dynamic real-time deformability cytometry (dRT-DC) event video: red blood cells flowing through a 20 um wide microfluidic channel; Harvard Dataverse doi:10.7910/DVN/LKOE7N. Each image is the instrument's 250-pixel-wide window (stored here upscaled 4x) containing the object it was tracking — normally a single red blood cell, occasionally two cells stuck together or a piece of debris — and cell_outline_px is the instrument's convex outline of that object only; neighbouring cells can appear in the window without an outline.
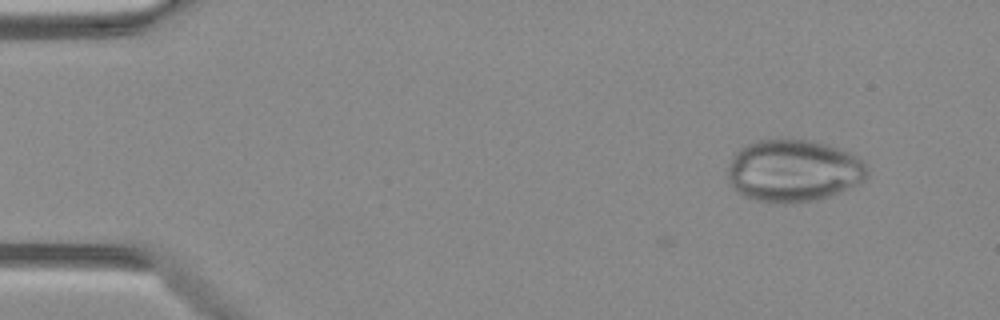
{"species": "Egyptian fruit bat (a non-hibernating species)", "species_latin": "Rousettus aegyptiacus", "temperature_condition": "warm", "stored_images_in_passage": 11, "camera_frame_rate_fps": 3000, "um_per_image_px": 0.085, "animal": {"sex": "female"}, "frame": {"image": 1, "passage_image": 1, "time_ms": 0.0, "image_size_px": [1000, 320], "cell_outline_px": [[868, 176], [860, 184], [816, 200], [792, 204], [776, 204], [756, 200], [744, 196], [736, 192], [732, 188], [728, 180], [728, 168], [732, 156], [744, 144], [756, 140], [784, 136], [812, 140], [828, 144], [848, 152], [856, 156], [868, 168]], "centroid_in_image_um": [67.41, 14.48], "position_along_channel_um": 17.6, "area_um2": 51.85}}